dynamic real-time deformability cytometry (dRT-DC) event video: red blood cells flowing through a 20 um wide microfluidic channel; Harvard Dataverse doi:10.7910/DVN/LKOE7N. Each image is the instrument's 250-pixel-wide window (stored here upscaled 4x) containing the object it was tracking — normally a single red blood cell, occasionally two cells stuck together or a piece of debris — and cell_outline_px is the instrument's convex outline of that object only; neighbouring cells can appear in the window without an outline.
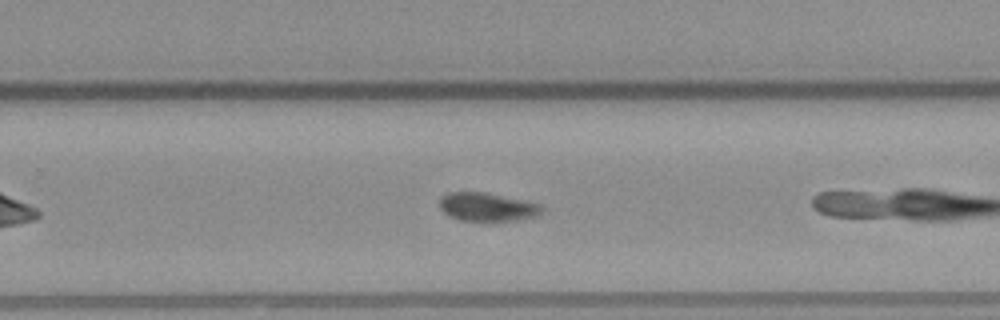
{"species": "common noctule bat (a hibernating species)", "species_latin": "Nyctalus noctula", "temperature_condition": "warm", "stored_images_in_passage": 26, "camera_frame_rate_fps": 3000, "um_per_image_px": 0.085, "animal": {"sex": "male", "body_mass_g": 23.1, "forearm_length_mm": 52.7}, "frame": {"image": 1, "passage_image": 19, "time_ms": 6.0, "image_size_px": [1000, 320], "cell_outline_px": [[544, 208], [536, 216], [516, 220], [460, 220], [448, 216], [440, 208], [440, 196], [448, 192], [484, 192], [540, 204]], "centroid_in_image_um": [41.36, 17.58], "position_along_channel_um": 288.4, "area_um2": 16.7}}